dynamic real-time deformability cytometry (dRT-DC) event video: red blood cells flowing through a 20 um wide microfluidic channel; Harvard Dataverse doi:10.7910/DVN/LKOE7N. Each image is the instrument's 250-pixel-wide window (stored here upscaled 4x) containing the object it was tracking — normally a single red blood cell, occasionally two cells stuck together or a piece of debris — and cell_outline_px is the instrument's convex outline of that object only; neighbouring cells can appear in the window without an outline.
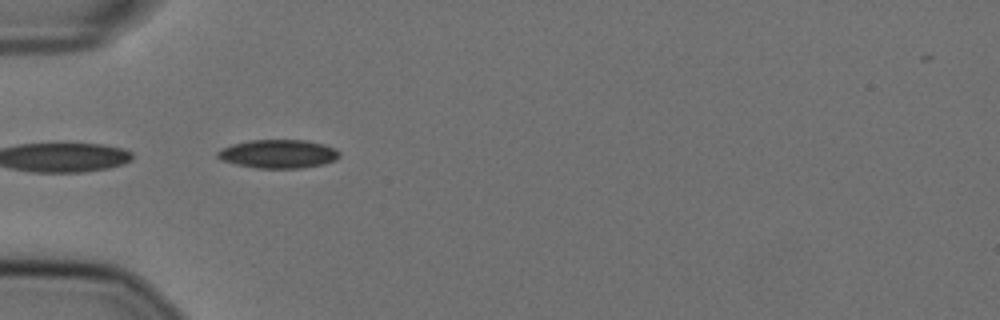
{"species": "Egyptian fruit bat (a non-hibernating species)", "species_latin": "Rousettus aegyptiacus", "temperature_condition": "cold", "stored_images_in_passage": 39, "camera_frame_rate_fps": 3000, "um_per_image_px": 0.085, "animal": {"sex": "female"}, "frame": {"image": 1, "passage_image": 1, "time_ms": 0.0, "image_size_px": [1000, 320], "cell_outline_px": [[340, 156], [336, 160], [324, 164], [300, 168], [256, 168], [236, 164], [220, 160], [216, 156], [216, 152], [220, 148], [232, 144], [248, 140], [304, 140], [324, 144], [336, 148], [340, 152]], "centroid_in_image_um": [23.64, 13.08], "position_along_channel_um": 61.4, "area_um2": 20.52}, "authors_computed_cell_mechanics": {"area_um2": 19.941, "velocity_mm_per_s": 3.6186, "shape_relaxation_time_tau1_ms": 7.0597, "shape_relaxation_time_tau2_ms": null, "deformation_change_tau1": 0.1136, "deformation_change_tau2": null}}